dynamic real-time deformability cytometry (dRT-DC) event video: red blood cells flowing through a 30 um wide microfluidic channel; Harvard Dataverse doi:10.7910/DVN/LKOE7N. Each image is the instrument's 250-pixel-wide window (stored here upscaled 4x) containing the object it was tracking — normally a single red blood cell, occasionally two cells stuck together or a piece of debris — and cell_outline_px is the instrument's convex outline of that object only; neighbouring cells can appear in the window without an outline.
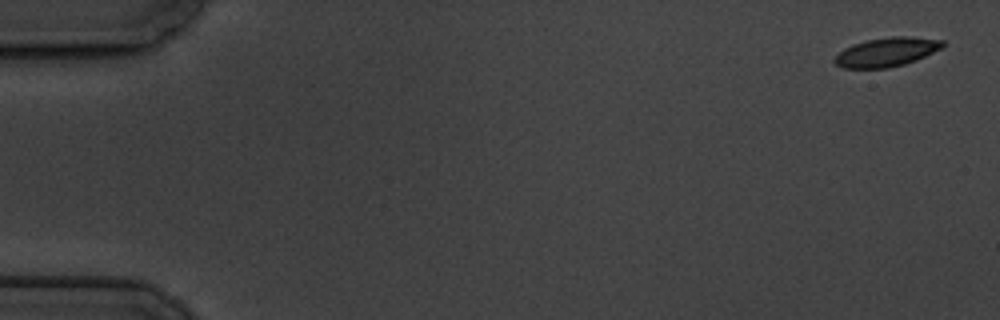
{"species": "common noctule bat (a hibernating species)", "species_latin": "Nyctalus noctula", "temperature_condition": "cold", "stored_images_in_passage": 6, "camera_frame_rate_fps": 3000, "um_per_image_px": 0.085, "animal": {"sex": "male", "body_mass_g": 19.5, "forearm_length_mm": 54.6}, "frame": {"image": 1, "passage_image": 1, "time_ms": 0.0, "image_size_px": [1000, 320], "cell_outline_px": [[944, 44], [940, 48], [916, 60], [904, 64], [888, 68], [844, 68], [836, 64], [832, 60], [844, 48], [852, 44], [868, 40], [892, 36], [908, 36], [944, 40]], "centroid_in_image_um": [75.33, 4.42], "position_along_channel_um": 9.7, "area_um2": 18.09}}